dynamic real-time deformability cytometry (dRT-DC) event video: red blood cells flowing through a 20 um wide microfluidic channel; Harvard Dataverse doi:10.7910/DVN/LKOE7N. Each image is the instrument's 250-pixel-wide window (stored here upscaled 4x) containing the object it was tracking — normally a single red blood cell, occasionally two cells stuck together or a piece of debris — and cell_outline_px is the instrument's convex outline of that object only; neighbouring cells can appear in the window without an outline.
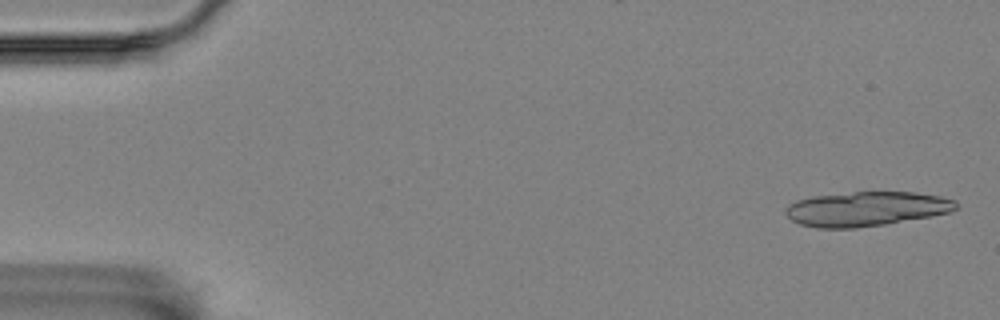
{"species": "Egyptian fruit bat (a non-hibernating species)", "species_latin": "Rousettus aegyptiacus", "temperature_condition": "room temperature", "stored_images_in_passage": 5, "segment_of_instrument_passage": [1, 2], "camera_frame_rate_fps": 3000, "um_per_image_px": 0.085, "animal": {"sex": "female"}, "frame": {"image": 1, "passage_image": 1, "time_ms": 0.0, "image_size_px": [1000, 320], "cell_outline_px": [[956, 208], [948, 212], [932, 216], [884, 224], [856, 228], [816, 228], [800, 224], [792, 220], [784, 212], [784, 208], [788, 204], [796, 200], [812, 196], [852, 192], [916, 192], [940, 196], [956, 200]], "centroid_in_image_um": [73.59, 17.75], "position_along_channel_um": 11.4, "area_um2": 34.33}}